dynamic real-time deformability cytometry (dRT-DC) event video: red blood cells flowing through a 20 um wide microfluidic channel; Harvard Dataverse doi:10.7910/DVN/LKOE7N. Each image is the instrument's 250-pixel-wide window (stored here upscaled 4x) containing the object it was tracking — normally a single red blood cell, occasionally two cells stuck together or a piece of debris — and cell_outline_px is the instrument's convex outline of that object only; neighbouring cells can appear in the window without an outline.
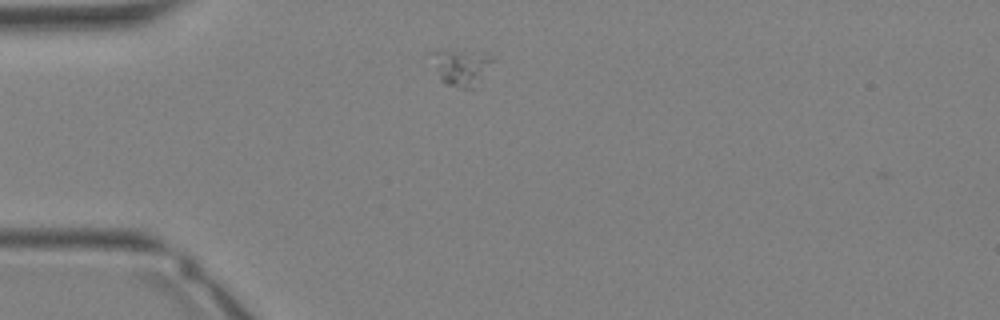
{"species": "Egyptian fruit bat (a non-hibernating species)", "species_latin": "Rousettus aegyptiacus", "temperature_condition": "warm", "stored_images_in_passage": 26, "camera_frame_rate_fps": 3000, "um_per_image_px": 0.085, "animal": {"sex": "female"}, "frame": {"image": 1, "passage_image": 1, "time_ms": 0.0, "image_size_px": [1000, 320], "cell_outline_px": [[496, 60], [472, 88], [460, 88], [444, 84], [440, 80], [432, 52], [484, 52]], "centroid_in_image_um": [39.27, 5.75], "position_along_channel_um": 45.7, "area_um2": 12.2}}
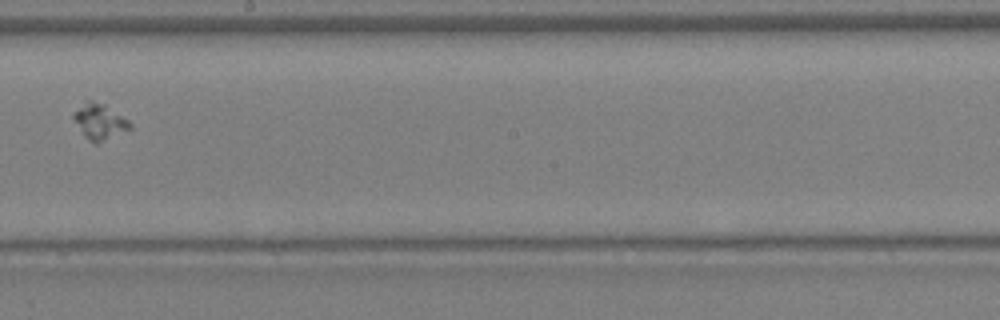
{"frame": {"image": 2, "passage_image": 12, "time_ms": 3.667, "image_size_px": [1000, 320], "cell_outline_px": [[132, 128], [96, 144], [88, 140], [84, 136], [72, 116], [88, 100], [92, 100], [104, 104], [128, 120], [132, 124]], "centroid_in_image_um": [8.49, 10.36], "position_along_channel_um": 239.7, "area_um2": 11.33}}
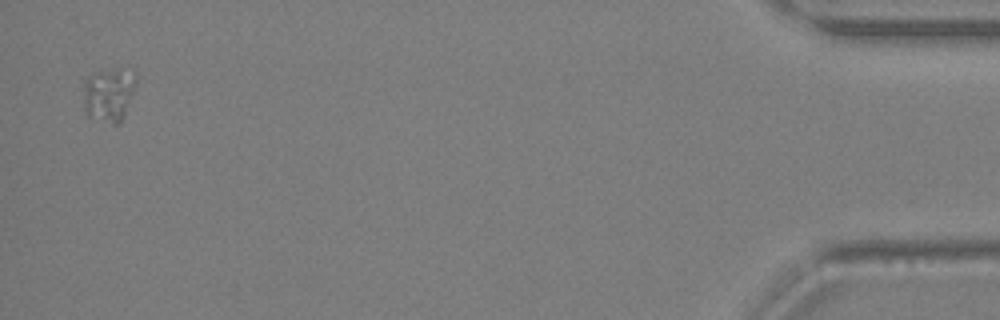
{"frame": {"image": 3, "passage_image": 26, "time_ms": 8.333, "image_size_px": [1000, 320], "cell_outline_px": [[136, 84], [124, 116], [120, 124], [112, 124], [88, 116], [84, 108], [84, 80], [92, 72], [116, 72], [136, 76]], "centroid_in_image_um": [9.2, 8.12], "position_along_channel_um": 426.0, "area_um2": 15.78}}